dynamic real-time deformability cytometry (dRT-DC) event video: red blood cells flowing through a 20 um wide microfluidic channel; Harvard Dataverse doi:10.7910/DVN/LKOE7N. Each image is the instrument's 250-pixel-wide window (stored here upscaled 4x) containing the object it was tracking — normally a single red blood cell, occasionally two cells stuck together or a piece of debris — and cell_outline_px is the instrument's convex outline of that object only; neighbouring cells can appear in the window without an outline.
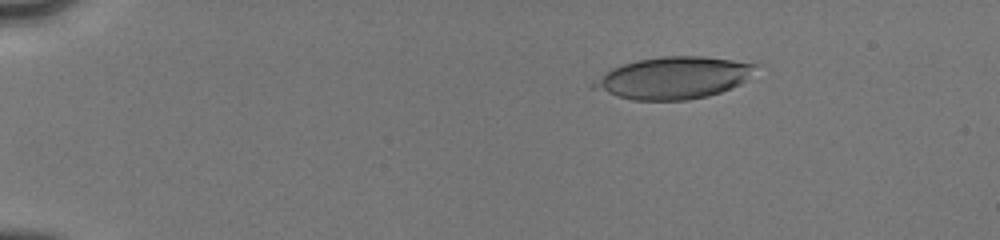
{"species": "human", "species_latin": "Homo sapiens", "temperature_condition": "cold", "stored_images_in_passage": 34, "camera_frame_rate_fps": 3000, "um_per_image_px": 0.085, "donor": {"sex": "male"}, "frame": {"image": 1, "passage_image": 11, "time_ms": 2.667, "image_size_px": [1000, 240], "cell_outline_px": [[760, 64], [740, 84], [720, 92], [708, 96], [688, 100], [632, 100], [616, 96], [592, 88], [588, 84], [612, 68], [636, 60], [664, 56], [700, 56], [732, 60]], "centroid_in_image_um": [57.21, 6.62], "position_along_channel_um": 27.8, "area_um2": 39.42}}
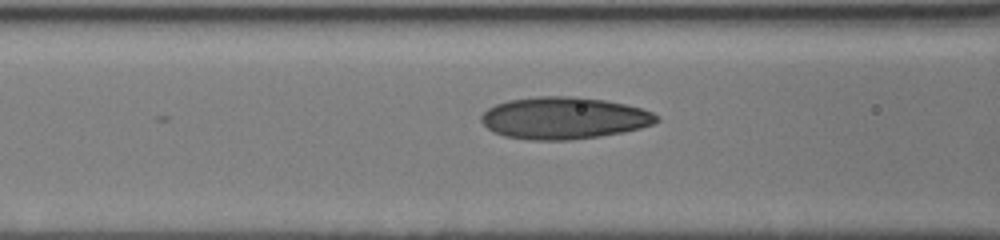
{"frame": {"image": 2, "passage_image": 27, "time_ms": 7.333, "image_size_px": [1000, 240], "cell_outline_px": [[660, 120], [652, 124], [640, 128], [624, 132], [600, 136], [568, 140], [532, 140], [504, 136], [492, 132], [480, 120], [480, 116], [488, 108], [496, 104], [508, 100], [536, 96], [576, 96], [604, 100], [624, 104], [640, 108], [652, 112], [660, 116]], "centroid_in_image_um": [47.92, 10.03], "position_along_channel_um": 118.7, "area_um2": 43.06}}
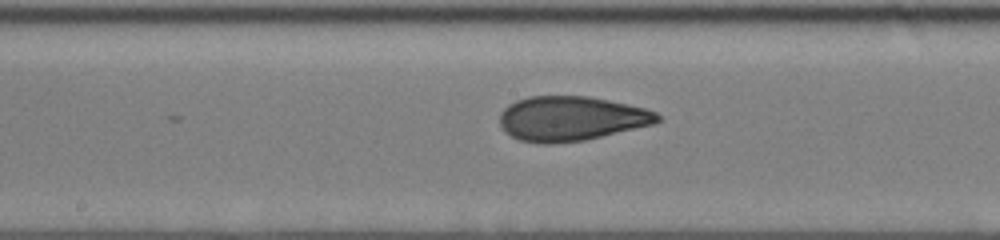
{"frame": {"image": 3, "passage_image": 34, "time_ms": 9.333, "image_size_px": [1000, 240], "cell_outline_px": [[660, 120], [652, 124], [584, 140], [552, 144], [540, 144], [520, 140], [504, 132], [500, 124], [500, 112], [508, 104], [516, 100], [528, 96], [588, 96], [608, 100], [644, 108], [656, 112], [660, 116]], "centroid_in_image_um": [48.48, 10.07], "position_along_channel_um": 199.7, "area_um2": 40.86}}